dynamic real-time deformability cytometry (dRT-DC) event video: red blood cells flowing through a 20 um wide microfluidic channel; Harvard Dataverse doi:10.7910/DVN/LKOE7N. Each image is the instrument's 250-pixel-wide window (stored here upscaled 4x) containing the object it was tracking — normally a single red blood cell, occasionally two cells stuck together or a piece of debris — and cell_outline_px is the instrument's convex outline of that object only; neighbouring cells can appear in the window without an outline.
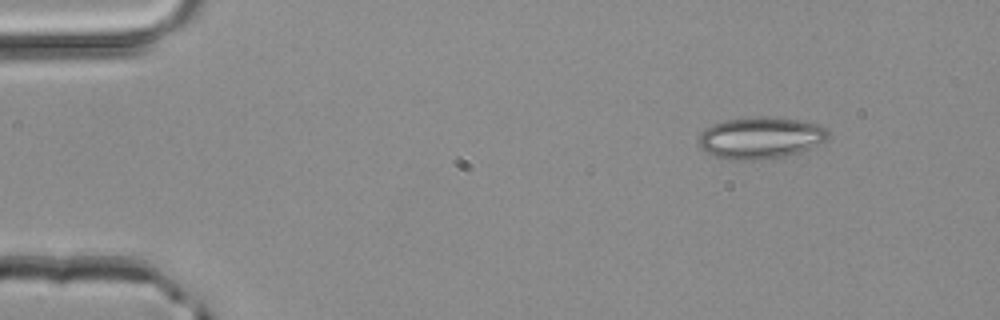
{"species": "common noctule bat (a hibernating species)", "species_latin": "Nyctalus noctula", "temperature_condition": "room temperature", "stored_images_in_passage": 3, "camera_frame_rate_fps": 3000, "um_per_image_px": 0.085, "animal": {"sex": "male", "body_mass_g": 20.4}, "frame": {"image": 1, "passage_image": 1, "time_ms": 0.0, "image_size_px": [1000, 320], "cell_outline_px": [[828, 136], [824, 140], [800, 152], [788, 156], [756, 160], [728, 160], [712, 156], [704, 152], [696, 144], [700, 136], [712, 124], [724, 120], [760, 116], [768, 116], [800, 120], [816, 124], [824, 128], [828, 132]], "centroid_in_image_um": [64.58, 11.73], "position_along_channel_um": 20.4, "area_um2": 31.56}}